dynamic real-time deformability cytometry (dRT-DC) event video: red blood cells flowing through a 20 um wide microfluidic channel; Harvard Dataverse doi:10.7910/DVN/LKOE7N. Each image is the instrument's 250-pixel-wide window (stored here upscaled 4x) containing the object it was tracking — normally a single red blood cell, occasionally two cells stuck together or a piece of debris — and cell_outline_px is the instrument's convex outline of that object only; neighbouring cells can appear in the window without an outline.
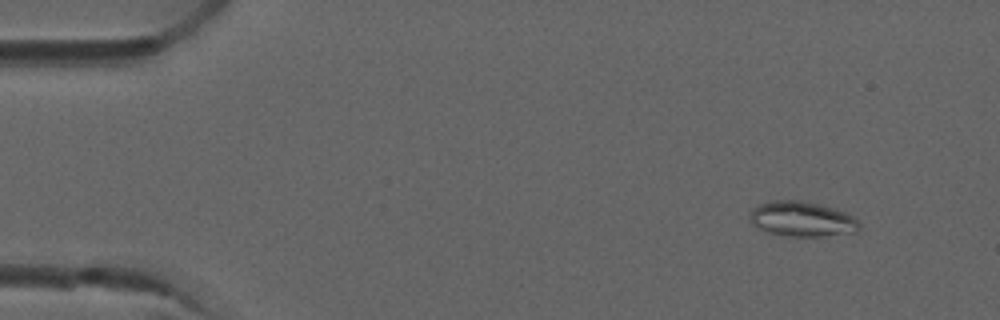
{"species": "common noctule bat (a hibernating species)", "species_latin": "Nyctalus noctula", "temperature_condition": "room temperature", "stored_images_in_passage": 3, "camera_frame_rate_fps": 3000, "um_per_image_px": 0.085, "animal": {"sex": "male", "forearm_length_mm": 52.5}, "frame": {"image": 1, "passage_image": 1, "time_ms": 0.0, "image_size_px": [1000, 320], "cell_outline_px": [[860, 228], [856, 232], [824, 236], [788, 236], [768, 232], [752, 224], [748, 216], [748, 212], [756, 204], [772, 200], [800, 200], [816, 204], [844, 212], [852, 216], [860, 224]], "centroid_in_image_um": [68.1, 18.61], "position_along_channel_um": 16.9, "area_um2": 22.31}}